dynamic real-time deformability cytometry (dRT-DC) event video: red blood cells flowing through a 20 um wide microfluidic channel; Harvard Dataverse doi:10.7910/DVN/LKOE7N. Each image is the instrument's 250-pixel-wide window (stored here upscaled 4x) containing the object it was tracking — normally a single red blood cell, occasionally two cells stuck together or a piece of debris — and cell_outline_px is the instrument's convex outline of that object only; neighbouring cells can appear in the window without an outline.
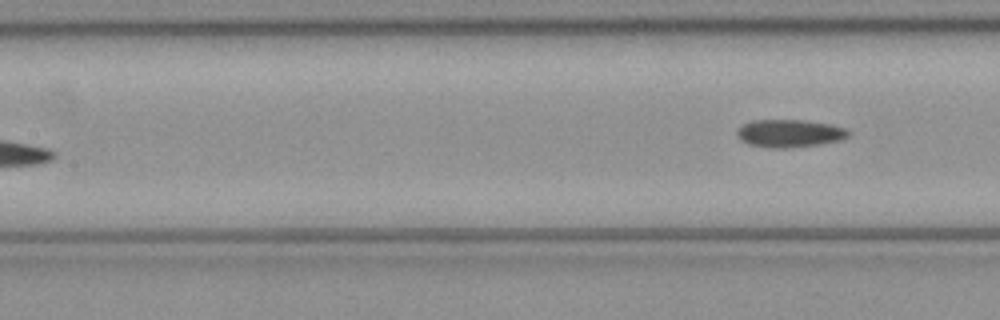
{"species": "common noctule bat (a hibernating species)", "species_latin": "Nyctalus noctula", "temperature_condition": "cold", "stored_images_in_passage": 6, "segment_of_instrument_passage": [2, 2], "camera_frame_rate_fps": 3000, "um_per_image_px": 0.085, "animal": {"sex": "female", "body_mass_g": 21.9}, "frame": {"image": 1, "passage_image": 6, "time_ms": 1.667, "image_size_px": [1000, 320], "cell_outline_px": [[852, 132], [848, 136], [840, 140], [820, 144], [784, 148], [772, 148], [748, 144], [740, 140], [736, 136], [736, 132], [744, 124], [752, 120], [804, 120], [828, 124], [844, 128]], "centroid_in_image_um": [67.09, 11.33], "position_along_channel_um": 140.3, "area_um2": 17.92}}